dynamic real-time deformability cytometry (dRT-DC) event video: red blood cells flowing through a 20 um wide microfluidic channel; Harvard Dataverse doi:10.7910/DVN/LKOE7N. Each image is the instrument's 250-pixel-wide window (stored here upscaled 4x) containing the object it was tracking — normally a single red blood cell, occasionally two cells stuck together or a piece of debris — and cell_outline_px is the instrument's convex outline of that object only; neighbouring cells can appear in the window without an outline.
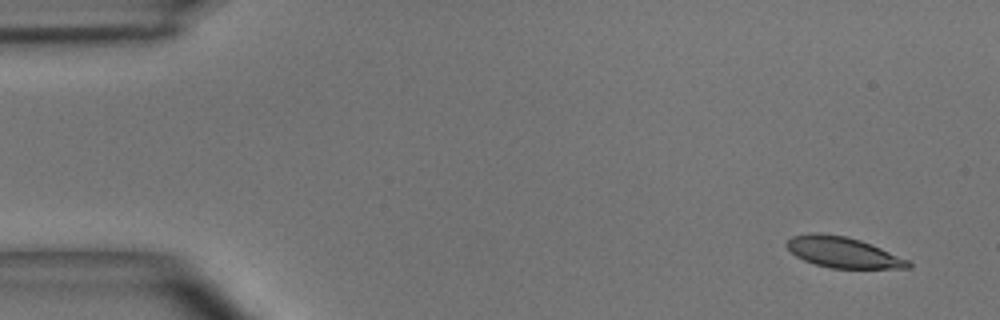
{"species": "common noctule bat (a hibernating species)", "species_latin": "Nyctalus noctula", "temperature_condition": "room temperature", "stored_images_in_passage": 5, "camera_frame_rate_fps": 3000, "um_per_image_px": 0.085, "animal": {"sex": "male", "body_mass_g": 15.6}, "frame": {"image": 1, "passage_image": 1, "time_ms": 0.0, "image_size_px": [1000, 320], "cell_outline_px": [[912, 268], [832, 268], [816, 264], [804, 260], [796, 256], [784, 244], [792, 236], [812, 232], [820, 232], [848, 236], [860, 240], [880, 248], [908, 260], [912, 264]], "centroid_in_image_um": [71.63, 21.43], "position_along_channel_um": 13.4, "area_um2": 21.68}}
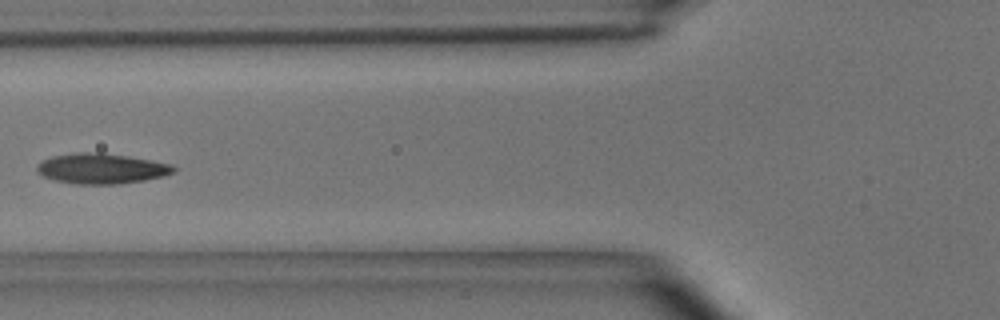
{"frame": {"image": 2, "passage_image": 5, "time_ms": 1.333, "image_size_px": [1000, 320], "cell_outline_px": [[176, 172], [164, 176], [144, 180], [120, 184], [76, 184], [56, 180], [44, 176], [36, 172], [36, 164], [52, 156], [76, 152], [100, 152], [128, 156], [172, 164], [176, 168]], "centroid_in_image_um": [8.63, 14.32], "position_along_channel_um": 117.2, "area_um2": 24.28}}